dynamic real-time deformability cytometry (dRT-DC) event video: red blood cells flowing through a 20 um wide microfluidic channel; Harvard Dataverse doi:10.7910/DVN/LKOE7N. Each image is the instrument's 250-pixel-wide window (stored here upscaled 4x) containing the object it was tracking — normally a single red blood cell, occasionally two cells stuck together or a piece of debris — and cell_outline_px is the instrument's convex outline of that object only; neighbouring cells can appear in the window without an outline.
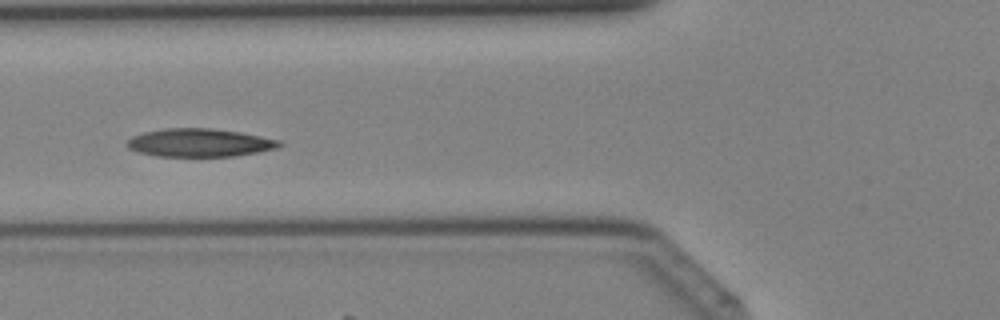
{"species": "Egyptian fruit bat (a non-hibernating species)", "species_latin": "Rousettus aegyptiacus", "temperature_condition": "cold", "stored_images_in_passage": 40, "camera_frame_rate_fps": 3000, "um_per_image_px": 0.085, "animal": {"sex": "female"}, "frame": {"image": 1, "passage_image": 15, "time_ms": 4.667, "image_size_px": [1000, 320], "cell_outline_px": [[284, 144], [276, 148], [260, 152], [232, 156], [156, 156], [136, 152], [128, 148], [124, 144], [132, 136], [144, 132], [168, 128], [208, 128], [240, 132], [280, 140]], "centroid_in_image_um": [16.94, 12.13], "position_along_channel_um": 108.9, "area_um2": 25.03}}
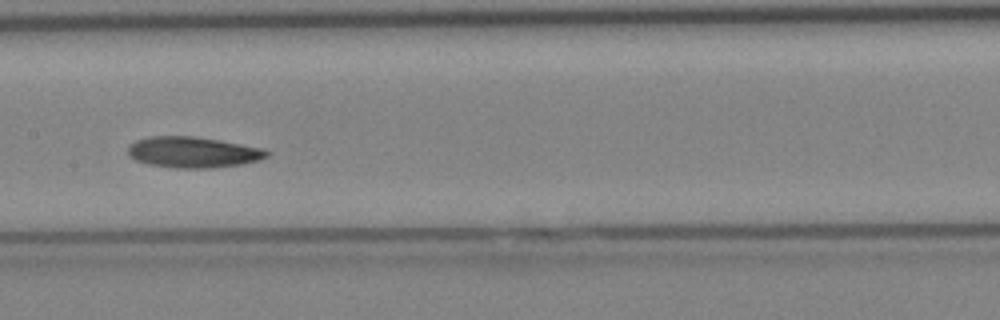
{"frame": {"image": 2, "passage_image": 20, "time_ms": 6.333, "image_size_px": [1000, 320], "cell_outline_px": [[272, 152], [268, 156], [260, 160], [240, 164], [212, 168], [176, 168], [148, 164], [136, 160], [128, 156], [128, 148], [136, 140], [148, 136], [192, 136], [220, 140], [260, 148]], "centroid_in_image_um": [16.39, 12.94], "position_along_channel_um": 191.0, "area_um2": 24.97}}
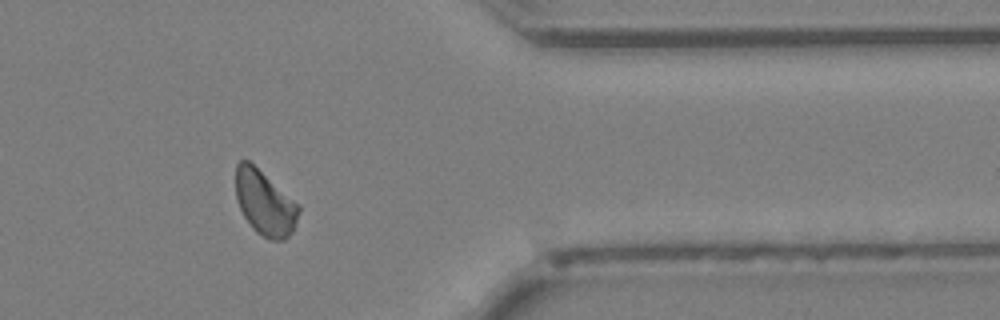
{"frame": {"image": 3, "passage_image": 33, "time_ms": 10.667, "image_size_px": [1000, 320], "cell_outline_px": [[300, 212], [292, 232], [284, 240], [268, 240], [256, 232], [252, 228], [244, 216], [236, 200], [236, 164], [240, 160], [248, 160], [300, 204]], "centroid_in_image_um": [22.52, 17.26], "position_along_channel_um": 388.9, "area_um2": 23.87}}